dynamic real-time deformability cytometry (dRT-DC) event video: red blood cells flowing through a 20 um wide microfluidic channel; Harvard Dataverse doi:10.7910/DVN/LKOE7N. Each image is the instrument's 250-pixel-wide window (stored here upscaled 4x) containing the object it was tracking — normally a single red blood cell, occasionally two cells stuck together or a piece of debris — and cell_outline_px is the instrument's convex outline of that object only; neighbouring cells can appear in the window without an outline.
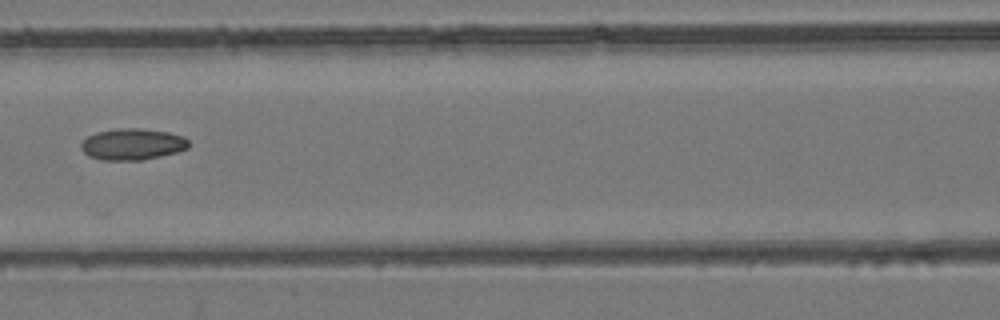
{"species": "common noctule bat (a hibernating species)", "species_latin": "Nyctalus noctula", "temperature_condition": "room temperature", "stored_images_in_passage": 8, "camera_frame_rate_fps": 3000, "um_per_image_px": 0.085, "animal": {"sex": "female", "body_mass_g": 24.6, "forearm_length_mm": 56.2}, "frame": {"image": 1, "passage_image": 8, "time_ms": 2.333, "image_size_px": [1000, 320], "cell_outline_px": [[188, 148], [176, 152], [160, 156], [140, 160], [100, 160], [88, 156], [80, 148], [80, 144], [88, 136], [96, 132], [116, 128], [140, 128], [168, 132], [184, 136], [188, 140]], "centroid_in_image_um": [11.23, 12.25], "position_along_channel_um": 155.4, "area_um2": 19.77}}